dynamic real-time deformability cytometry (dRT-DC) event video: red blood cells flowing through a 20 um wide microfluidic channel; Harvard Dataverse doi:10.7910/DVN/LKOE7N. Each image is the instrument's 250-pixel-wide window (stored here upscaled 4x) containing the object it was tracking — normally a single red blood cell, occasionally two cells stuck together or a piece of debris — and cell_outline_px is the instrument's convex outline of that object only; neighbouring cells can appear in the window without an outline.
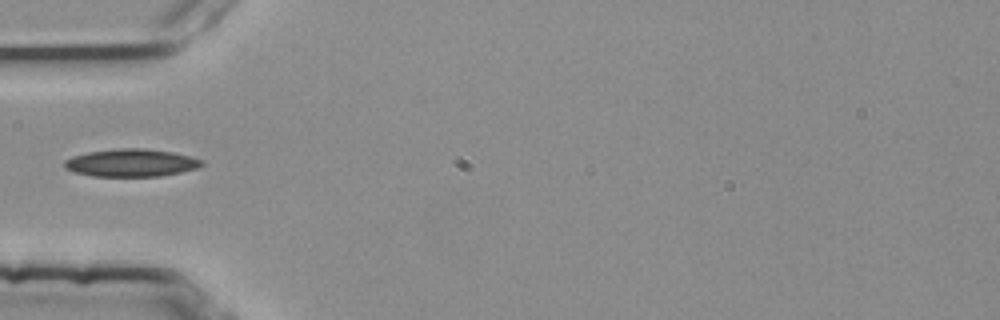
{"species": "common noctule bat (a hibernating species)", "species_latin": "Nyctalus noctula", "temperature_condition": "room temperature", "stored_images_in_passage": 3, "camera_frame_rate_fps": 3000, "um_per_image_px": 0.085, "animal": {"sex": "female", "body_mass_g": 25.1}, "frame": {"image": 1, "passage_image": 3, "time_ms": 0.667, "image_size_px": [1000, 320], "cell_outline_px": [[204, 164], [196, 168], [180, 172], [160, 176], [92, 176], [76, 172], [64, 168], [64, 160], [72, 156], [88, 152], [116, 148], [144, 148], [172, 152], [192, 156], [200, 160]], "centroid_in_image_um": [11.13, 13.83], "position_along_channel_um": 73.9, "area_um2": 22.08}}